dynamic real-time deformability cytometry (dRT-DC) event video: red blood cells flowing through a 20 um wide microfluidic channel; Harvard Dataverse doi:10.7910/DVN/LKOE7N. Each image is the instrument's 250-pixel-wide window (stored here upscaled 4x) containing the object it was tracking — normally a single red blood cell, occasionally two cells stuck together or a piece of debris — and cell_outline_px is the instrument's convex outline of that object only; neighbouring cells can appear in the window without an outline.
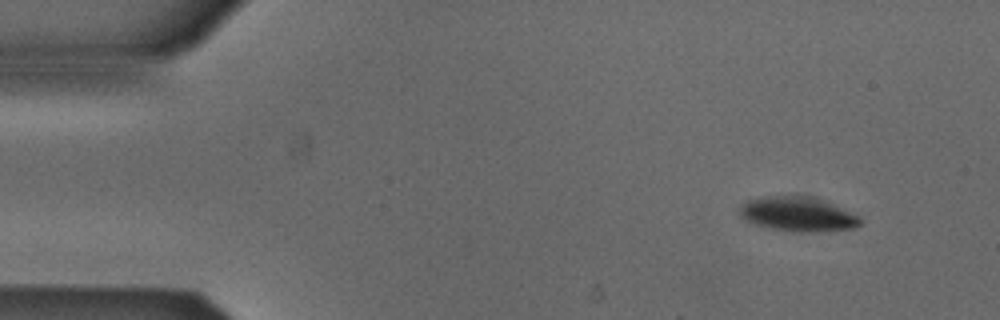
{"species": "Egyptian fruit bat (a non-hibernating species)", "species_latin": "Rousettus aegyptiacus", "temperature_condition": "cold", "stored_images_in_passage": 49, "camera_frame_rate_fps": 3000, "um_per_image_px": 0.085, "animal": {"sex": "male"}, "frame": {"image": 1, "passage_image": 1, "time_ms": 0.0, "image_size_px": [1000, 320], "cell_outline_px": [[864, 220], [860, 224], [852, 228], [816, 232], [800, 232], [772, 228], [756, 224], [744, 220], [740, 216], [740, 204], [748, 200], [760, 196], [816, 196], [860, 216]], "centroid_in_image_um": [67.83, 18.18], "position_along_channel_um": 17.2, "area_um2": 24.39}}
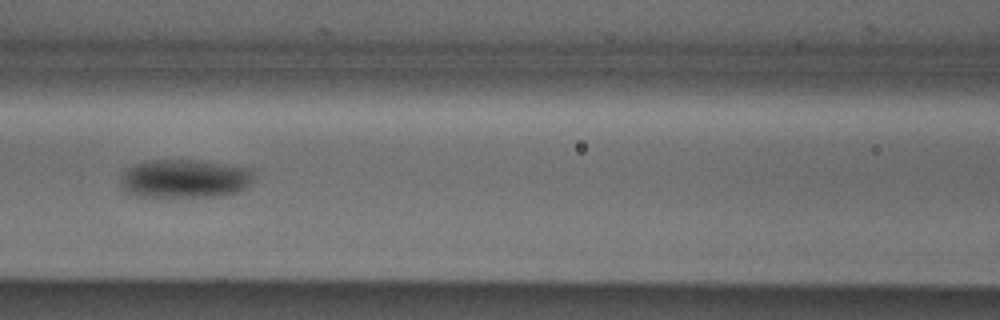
{"frame": {"image": 2, "passage_image": 19, "time_ms": 6.0, "image_size_px": [1000, 320], "cell_outline_px": [[252, 176], [248, 184], [244, 188], [236, 192], [216, 196], [136, 196], [128, 192], [124, 188], [120, 180], [120, 176], [128, 168], [144, 160], [200, 160], [252, 168]], "centroid_in_image_um": [15.68, 15.16], "position_along_channel_um": 150.9, "area_um2": 29.65}}
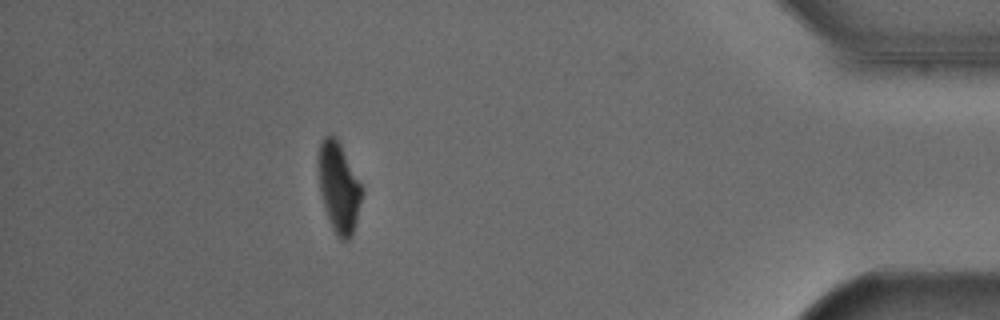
{"frame": {"image": 3, "passage_image": 43, "time_ms": 14.0, "image_size_px": [1000, 320], "cell_outline_px": [[364, 192], [352, 236], [348, 240], [340, 240], [336, 236], [332, 228], [320, 192], [316, 160], [320, 140], [324, 136], [332, 136], [340, 144], [364, 188]], "centroid_in_image_um": [28.79, 15.93], "position_along_channel_um": 406.4, "area_um2": 23.12}, "authors_computed_cell_mechanics": {"area_um2": 26.4146, "velocity_mm_per_s": 3.8743, "shape_relaxation_time_tau1_ms": 2.6546, "shape_relaxation_time_tau2_ms": null, "deformation_change_tau1": 0.0892, "deformation_change_tau2": null}}